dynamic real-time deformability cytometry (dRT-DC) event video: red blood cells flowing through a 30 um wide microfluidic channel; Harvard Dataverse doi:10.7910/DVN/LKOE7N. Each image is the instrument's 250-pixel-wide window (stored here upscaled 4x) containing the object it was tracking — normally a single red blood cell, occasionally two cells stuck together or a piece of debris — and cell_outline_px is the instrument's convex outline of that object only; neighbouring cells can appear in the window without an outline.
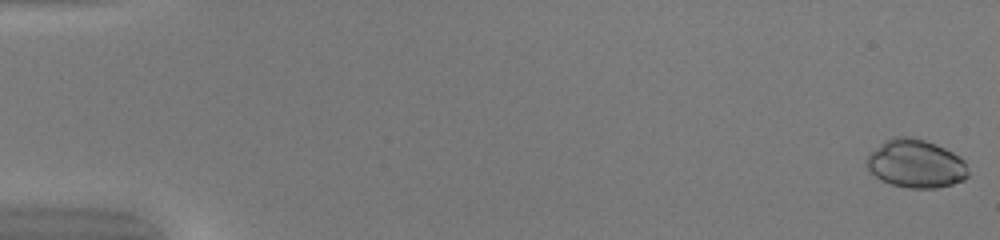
{"species": "common noctule bat (a hibernating species)", "species_latin": "Nyctalus noctula", "temperature_condition": "warm", "stored_images_in_passage": 50, "camera_frame_rate_fps": 3000, "um_per_image_px": 0.085, "animal": {"sex": "female", "body_mass_g": 20.0, "forearm_length_mm": 54.0}, "frame": {"image": 1, "passage_image": 1, "time_ms": 0.0, "image_size_px": [1000, 240], "cell_outline_px": [[968, 176], [964, 180], [952, 184], [936, 188], [908, 188], [892, 184], [880, 180], [868, 168], [868, 152], [884, 140], [892, 136], [912, 136], [936, 144], [960, 156], [964, 160], [968, 168]], "centroid_in_image_um": [77.85, 13.9], "position_along_channel_um": 7.2, "area_um2": 28.73}}
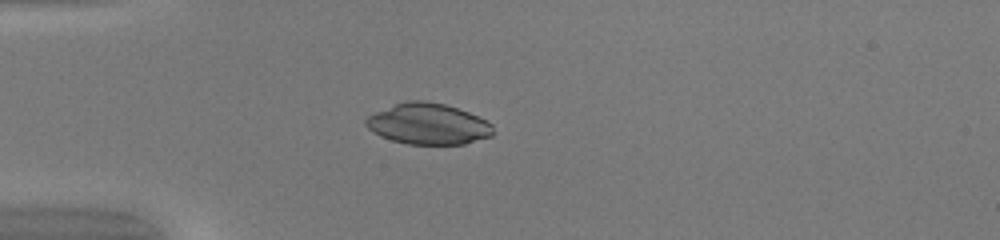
{"frame": {"image": 2, "passage_image": 15, "time_ms": 4.667, "image_size_px": [1000, 240], "cell_outline_px": [[492, 136], [464, 144], [408, 144], [392, 140], [380, 136], [372, 132], [364, 124], [364, 120], [368, 116], [376, 112], [396, 104], [408, 100], [424, 100], [444, 104], [468, 112], [488, 120], [492, 124]], "centroid_in_image_um": [36.39, 10.54], "position_along_channel_um": 48.6, "area_um2": 30.35}}
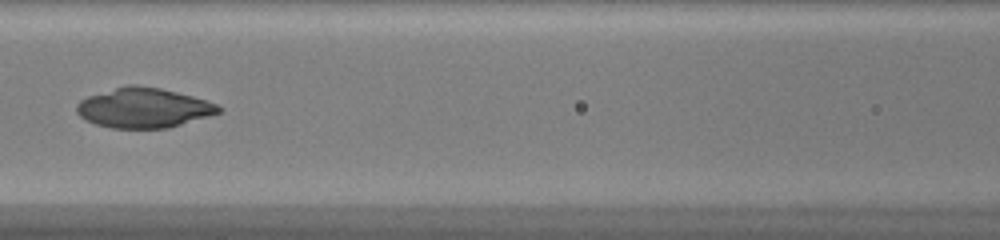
{"frame": {"image": 3, "passage_image": 24, "time_ms": 7.667, "image_size_px": [1000, 240], "cell_outline_px": [[224, 108], [220, 112], [208, 116], [168, 128], [112, 128], [96, 124], [80, 116], [76, 112], [76, 104], [80, 100], [88, 96], [128, 84], [136, 84], [160, 88], [192, 96], [216, 104]], "centroid_in_image_um": [12.19, 9.16], "position_along_channel_um": 154.4, "area_um2": 32.71}}